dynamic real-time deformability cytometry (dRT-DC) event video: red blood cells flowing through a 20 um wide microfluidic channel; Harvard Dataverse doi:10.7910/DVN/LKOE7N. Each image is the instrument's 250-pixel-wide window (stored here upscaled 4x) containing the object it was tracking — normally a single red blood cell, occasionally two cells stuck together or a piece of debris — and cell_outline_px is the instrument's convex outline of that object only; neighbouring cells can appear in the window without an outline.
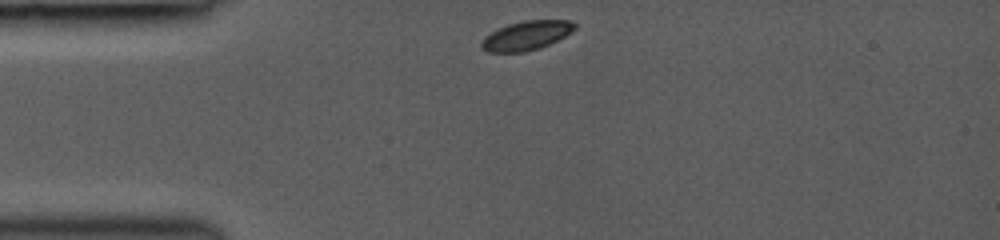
{"species": "common noctule bat (a hibernating species)", "species_latin": "Nyctalus noctula", "temperature_condition": "room temperature", "stored_images_in_passage": 31, "camera_frame_rate_fps": 3000, "um_per_image_px": 0.085, "animal": {"sex": "female", "body_mass_g": 19.0, "forearm_length_mm": 53.3}, "frame": {"image": 1, "passage_image": 1, "time_ms": 0.0, "image_size_px": [1000, 240], "cell_outline_px": [[576, 28], [572, 32], [540, 48], [524, 52], [488, 52], [480, 48], [480, 44], [484, 36], [508, 24], [524, 20], [568, 20], [576, 24]], "centroid_in_image_um": [44.73, 3.02], "position_along_channel_um": 40.3, "area_um2": 15.78}}
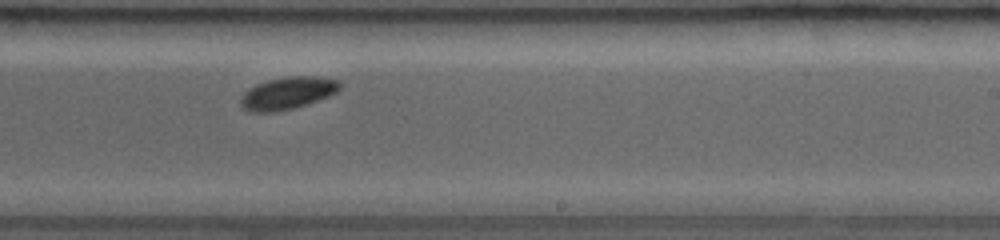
{"frame": {"image": 2, "passage_image": 19, "time_ms": 6.0, "image_size_px": [1000, 240], "cell_outline_px": [[344, 84], [336, 92], [328, 96], [292, 108], [276, 112], [248, 112], [240, 104], [240, 96], [248, 88], [256, 84], [268, 80], [288, 76], [316, 76], [336, 80]], "centroid_in_image_um": [24.41, 7.91], "position_along_channel_um": 264.6, "area_um2": 18.61}}
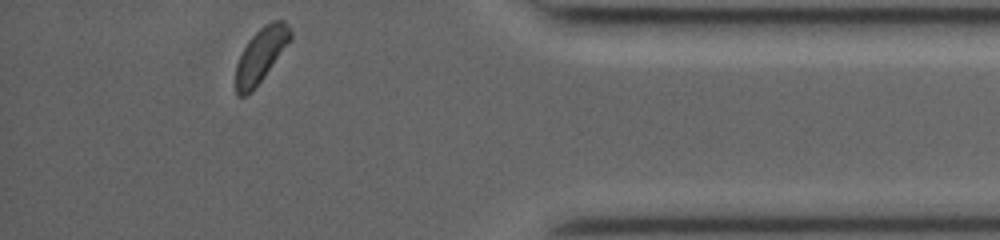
{"frame": {"image": 3, "passage_image": 31, "time_ms": 10.0, "image_size_px": [1000, 240], "cell_outline_px": [[292, 40], [264, 76], [244, 96], [236, 96], [236, 64], [248, 40], [264, 24], [272, 20], [284, 20], [288, 24], [292, 32]], "centroid_in_image_um": [22.21, 4.61], "position_along_channel_um": 413.0, "area_um2": 17.05}, "authors_computed_cell_mechanics": {"area_um2": 17.918, "velocity_mm_per_s": 4.1989, "shape_relaxation_time_tau1_ms": 0.8841, "shape_relaxation_time_tau2_ms": null, "deformation_change_tau1": 0.0437, "deformation_change_tau2": null}}